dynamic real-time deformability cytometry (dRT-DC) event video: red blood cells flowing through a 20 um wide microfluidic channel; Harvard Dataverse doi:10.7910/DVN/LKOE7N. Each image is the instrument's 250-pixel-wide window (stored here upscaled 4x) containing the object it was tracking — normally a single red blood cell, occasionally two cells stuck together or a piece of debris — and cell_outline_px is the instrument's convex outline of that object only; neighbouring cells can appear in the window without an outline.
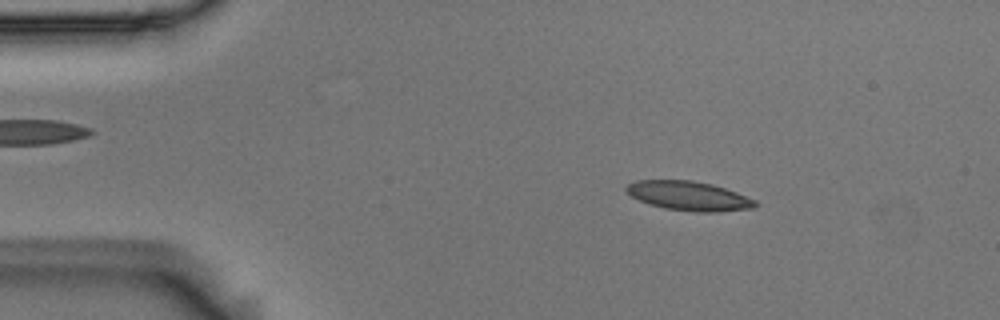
{"species": "Egyptian fruit bat (a non-hibernating species)", "species_latin": "Rousettus aegyptiacus", "temperature_condition": "room temperature", "stored_images_in_passage": 49, "camera_frame_rate_fps": 3000, "um_per_image_px": 0.085, "animal": {"sex": "male"}, "frame": {"image": 1, "passage_image": 3, "time_ms": 0.667, "image_size_px": [1000, 320], "cell_outline_px": [[760, 204], [756, 208], [716, 212], [696, 212], [664, 208], [648, 204], [632, 196], [624, 188], [628, 184], [636, 180], [692, 180], [712, 184], [736, 192], [756, 200]], "centroid_in_image_um": [58.59, 16.66], "position_along_channel_um": 26.4, "area_um2": 22.08}}
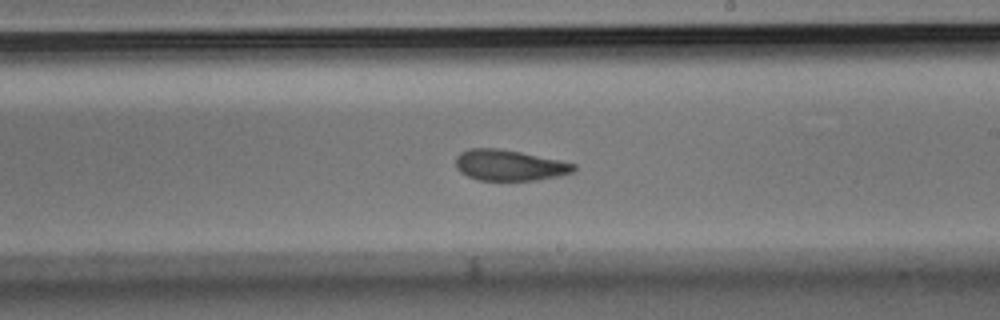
{"frame": {"image": 2, "passage_image": 26, "time_ms": 8.333, "image_size_px": [1000, 320], "cell_outline_px": [[576, 168], [572, 172], [560, 176], [540, 180], [480, 180], [468, 176], [460, 172], [456, 168], [456, 156], [460, 152], [468, 148], [496, 148], [520, 152], [560, 160], [576, 164]], "centroid_in_image_um": [43.29, 14.04], "position_along_channel_um": 245.7, "area_um2": 21.27}}
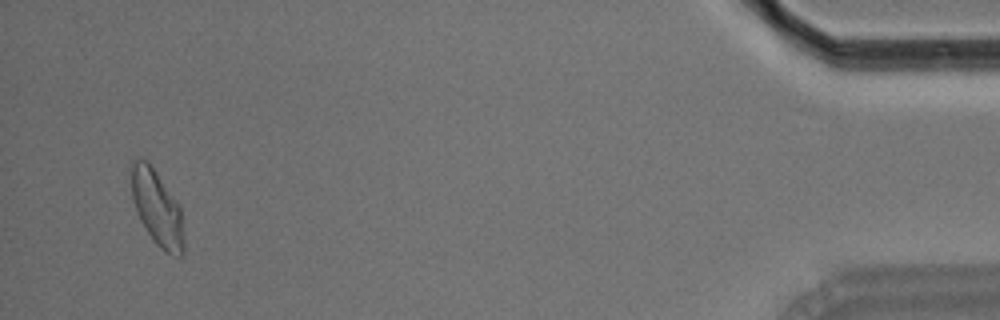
{"frame": {"image": 3, "passage_image": 47, "time_ms": 15.333, "image_size_px": [1000, 320], "cell_outline_px": [[184, 252], [180, 256], [164, 252], [152, 240], [140, 220], [132, 200], [132, 160], [148, 160], [180, 204], [184, 240]], "centroid_in_image_um": [13.37, 17.7], "position_along_channel_um": 421.8, "area_um2": 23.12}, "authors_computed_cell_mechanics": {"area_um2": 22.0796, "velocity_mm_per_s": 3.6529, "shape_relaxation_time_tau1_ms": 4.5283, "shape_relaxation_time_tau2_ms": 2.2889, "deformation_change_tau1": 0.1604, "deformation_change_tau2": 0.0925}}